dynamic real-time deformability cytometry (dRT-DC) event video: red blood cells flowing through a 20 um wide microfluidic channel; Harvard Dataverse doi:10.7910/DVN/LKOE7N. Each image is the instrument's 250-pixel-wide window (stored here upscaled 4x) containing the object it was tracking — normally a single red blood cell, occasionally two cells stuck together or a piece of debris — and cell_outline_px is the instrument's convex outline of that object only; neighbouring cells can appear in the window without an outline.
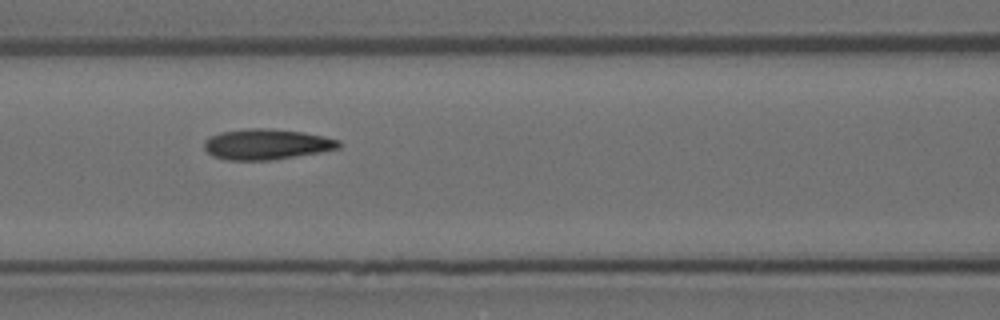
{"species": "Egyptian fruit bat (a non-hibernating species)", "species_latin": "Rousettus aegyptiacus", "temperature_condition": "room temperature", "stored_images_in_passage": 14, "camera_frame_rate_fps": 3000, "um_per_image_px": 0.085, "animal": {"sex": "female"}, "frame": {"image": 1, "passage_image": 6, "time_ms": 1.667, "image_size_px": [1000, 320], "cell_outline_px": [[340, 148], [272, 160], [228, 160], [212, 156], [204, 148], [204, 140], [208, 136], [220, 132], [252, 128], [268, 128], [304, 132], [324, 136], [340, 140]], "centroid_in_image_um": [22.62, 12.25], "position_along_channel_um": 144.0, "area_um2": 23.99}}
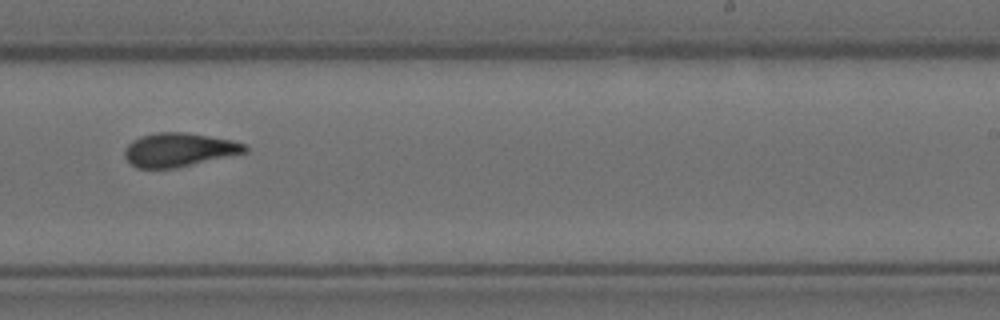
{"frame": {"image": 2, "passage_image": 9, "time_ms": 2.667, "image_size_px": [1000, 320], "cell_outline_px": [[248, 152], [176, 168], [136, 168], [124, 156], [124, 148], [132, 140], [140, 136], [156, 132], [184, 132], [232, 140], [244, 144], [248, 148]], "centroid_in_image_um": [15.19, 12.73], "position_along_channel_um": 273.8, "area_um2": 23.64}}
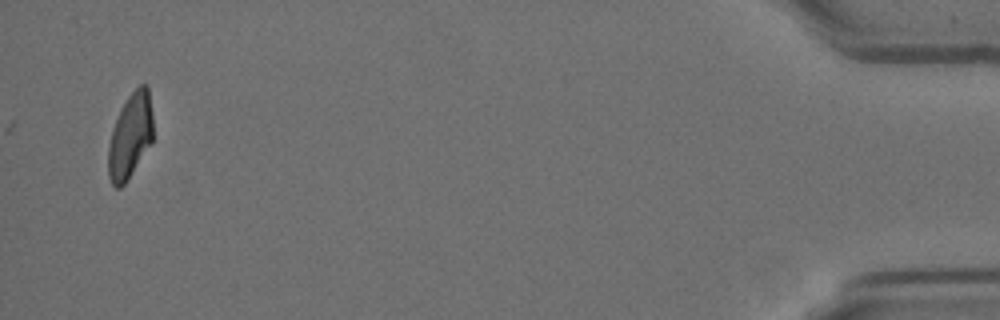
{"frame": {"image": 3, "passage_image": 14, "time_ms": 4.333, "image_size_px": [1000, 320], "cell_outline_px": [[152, 144], [124, 184], [120, 188], [116, 188], [112, 184], [108, 176], [108, 144], [112, 128], [120, 108], [128, 96], [140, 84], [148, 84], [152, 112]], "centroid_in_image_um": [11.07, 11.54], "position_along_channel_um": 424.1, "area_um2": 22.43}}